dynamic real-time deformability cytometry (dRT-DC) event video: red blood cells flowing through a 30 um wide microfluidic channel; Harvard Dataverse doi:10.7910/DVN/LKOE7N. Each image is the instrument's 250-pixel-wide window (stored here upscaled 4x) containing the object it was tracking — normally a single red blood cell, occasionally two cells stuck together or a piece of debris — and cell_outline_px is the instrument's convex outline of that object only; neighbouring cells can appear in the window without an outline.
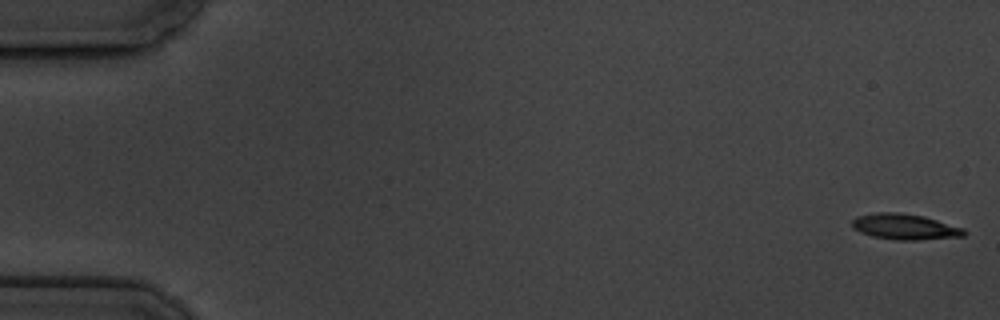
{"species": "common noctule bat (a hibernating species)", "species_latin": "Nyctalus noctula", "temperature_condition": "cold", "stored_images_in_passage": 5, "camera_frame_rate_fps": 3000, "um_per_image_px": 0.085, "animal": {"sex": "male", "body_mass_g": 19.5, "forearm_length_mm": 54.6}, "frame": {"image": 1, "passage_image": 1, "time_ms": 0.0, "image_size_px": [1000, 320], "cell_outline_px": [[968, 232], [964, 236], [916, 240], [896, 240], [872, 236], [860, 232], [852, 228], [852, 220], [856, 216], [876, 212], [900, 212], [924, 216], [964, 228]], "centroid_in_image_um": [76.9, 19.26], "position_along_channel_um": 8.1, "area_um2": 16.94}}